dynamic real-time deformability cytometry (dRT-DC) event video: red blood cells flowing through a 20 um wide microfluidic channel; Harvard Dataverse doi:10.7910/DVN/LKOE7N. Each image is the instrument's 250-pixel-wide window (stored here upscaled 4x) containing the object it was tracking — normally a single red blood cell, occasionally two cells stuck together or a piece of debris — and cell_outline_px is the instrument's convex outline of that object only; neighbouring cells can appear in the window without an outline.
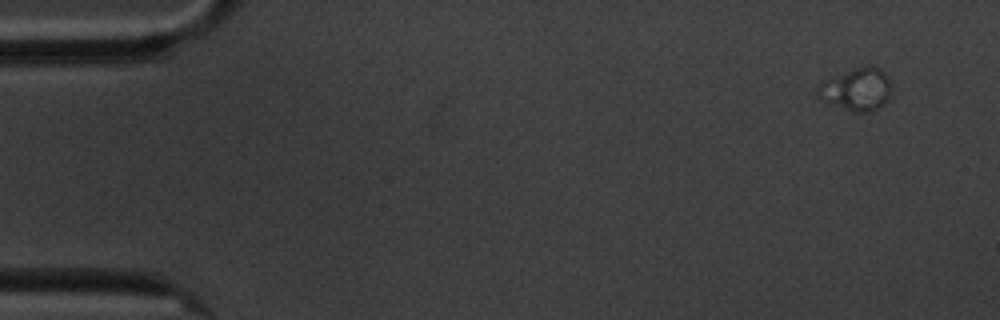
{"species": "common noctule bat (a hibernating species)", "species_latin": "Nyctalus noctula", "temperature_condition": "cold", "stored_images_in_passage": 6, "segment_of_instrument_passage": [2, 2], "camera_frame_rate_fps": 3000, "um_per_image_px": 0.085, "animal": {"sex": "male", "body_mass_g": 20.1, "forearm_length_mm": 53.5}, "frame": {"image": 1, "passage_image": 6, "time_ms": 6.667, "image_size_px": [1000, 320], "cell_outline_px": [[892, 96], [884, 104], [876, 108], [864, 112], [856, 112], [820, 100], [816, 96], [816, 88], [820, 80], [868, 64], [872, 64], [880, 68], [892, 80]], "centroid_in_image_um": [72.83, 7.56], "position_along_channel_um": 12.2, "area_um2": 18.84}}